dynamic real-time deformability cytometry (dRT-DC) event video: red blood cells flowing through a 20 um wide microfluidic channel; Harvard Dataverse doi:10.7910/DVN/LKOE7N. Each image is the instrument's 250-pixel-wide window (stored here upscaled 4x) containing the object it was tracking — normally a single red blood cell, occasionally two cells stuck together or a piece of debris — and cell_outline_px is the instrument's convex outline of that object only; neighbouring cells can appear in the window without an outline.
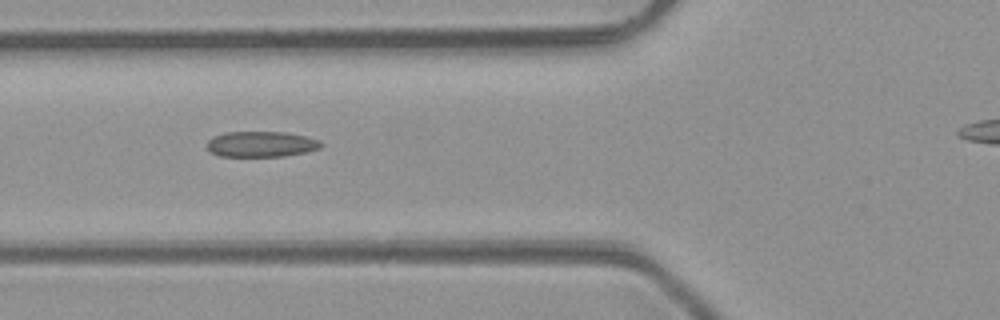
{"species": "common noctule bat (a hibernating species)", "species_latin": "Nyctalus noctula", "temperature_condition": "room temperature", "stored_images_in_passage": 6, "camera_frame_rate_fps": 3000, "um_per_image_px": 0.085, "animal": {"sex": "male", "body_mass_g": 23.1, "forearm_length_mm": 52.7}, "frame": {"image": 1, "passage_image": 6, "time_ms": 5.667, "image_size_px": [1000, 320], "cell_outline_px": [[324, 144], [320, 148], [304, 152], [284, 156], [220, 156], [212, 152], [208, 148], [208, 140], [212, 136], [224, 132], [288, 132], [320, 140]], "centroid_in_image_um": [22.21, 12.24], "position_along_channel_um": 103.6, "area_um2": 16.99}}